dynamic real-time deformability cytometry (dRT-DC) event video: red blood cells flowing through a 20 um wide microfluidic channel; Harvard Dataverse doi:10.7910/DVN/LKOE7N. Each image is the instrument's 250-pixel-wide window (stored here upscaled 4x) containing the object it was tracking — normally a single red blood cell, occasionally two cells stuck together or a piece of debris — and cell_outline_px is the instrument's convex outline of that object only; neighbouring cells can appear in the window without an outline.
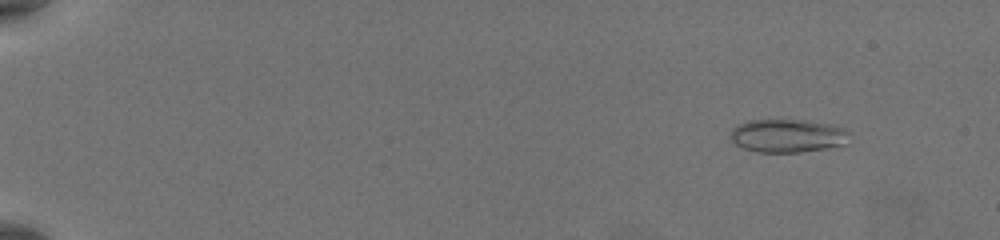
{"species": "common noctule bat (a hibernating species)", "species_latin": "Nyctalus noctula", "temperature_condition": "warm", "stored_images_in_passage": 34, "camera_frame_rate_fps": 3000, "um_per_image_px": 0.085, "animal": {"sex": "female", "body_mass_g": 19.5, "forearm_length_mm": 54.1}, "frame": {"image": 1, "passage_image": 3, "time_ms": 0.667, "image_size_px": [1000, 240], "cell_outline_px": [[848, 144], [828, 148], [800, 152], [756, 152], [744, 148], [736, 144], [728, 136], [732, 128], [736, 124], [748, 120], [804, 120], [828, 124], [844, 128], [848, 132]], "centroid_in_image_um": [66.92, 11.54], "position_along_channel_um": 18.1, "area_um2": 23.24}}
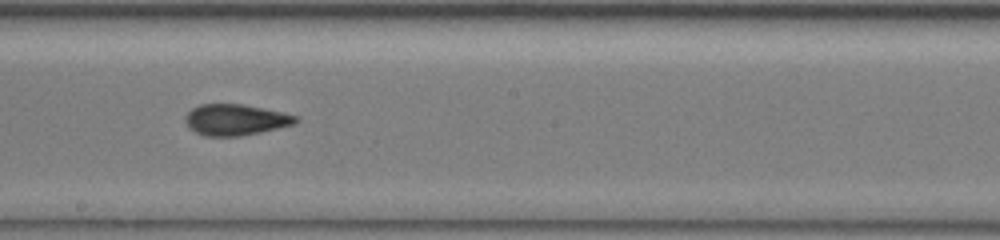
{"frame": {"image": 2, "passage_image": 20, "time_ms": 6.333, "image_size_px": [1000, 240], "cell_outline_px": [[300, 120], [292, 124], [260, 132], [240, 136], [204, 136], [188, 128], [184, 120], [184, 116], [192, 108], [200, 104], [240, 104], [280, 112], [296, 116]], "centroid_in_image_um": [19.94, 10.18], "position_along_channel_um": 228.3, "area_um2": 19.77}}
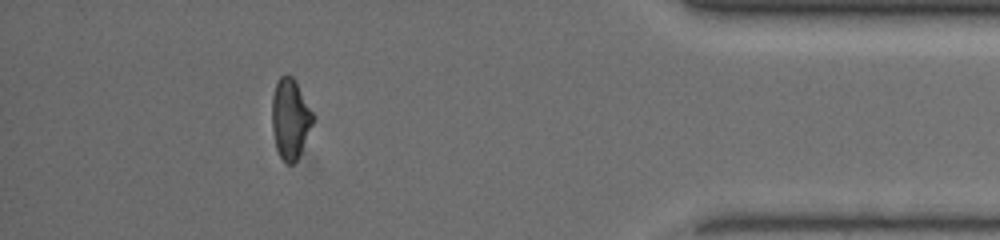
{"frame": {"image": 3, "passage_image": 31, "time_ms": 10.0, "image_size_px": [1000, 240], "cell_outline_px": [[316, 116], [300, 152], [296, 160], [292, 164], [288, 164], [280, 156], [276, 148], [272, 128], [272, 96], [276, 84], [280, 76], [292, 76]], "centroid_in_image_um": [24.67, 10.09], "position_along_channel_um": 410.5, "area_um2": 18.9}}